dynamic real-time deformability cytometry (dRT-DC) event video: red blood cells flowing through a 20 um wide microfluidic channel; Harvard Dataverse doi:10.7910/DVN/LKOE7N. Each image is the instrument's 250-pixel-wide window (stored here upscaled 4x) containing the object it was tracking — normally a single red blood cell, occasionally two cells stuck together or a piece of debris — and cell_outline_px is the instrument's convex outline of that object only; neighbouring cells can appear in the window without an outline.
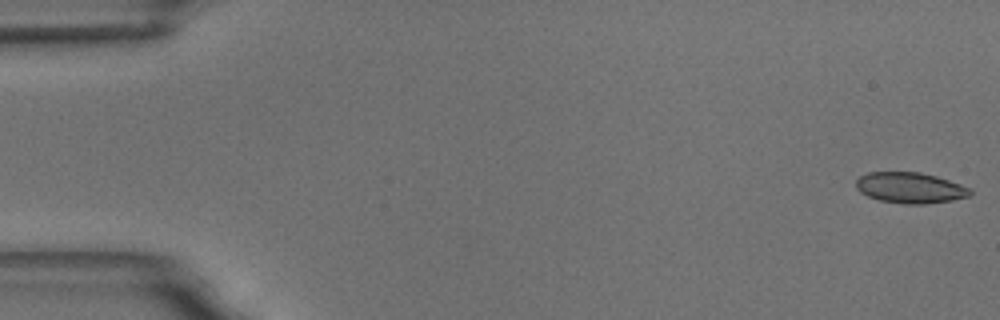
{"species": "common noctule bat (a hibernating species)", "species_latin": "Nyctalus noctula", "temperature_condition": "room temperature", "stored_images_in_passage": 57, "camera_frame_rate_fps": 3000, "um_per_image_px": 0.085, "animal": {"sex": "male", "body_mass_g": 18.8}, "frame": {"image": 1, "passage_image": 1, "time_ms": 0.0, "image_size_px": [1000, 320], "cell_outline_px": [[972, 196], [952, 200], [924, 204], [904, 204], [880, 200], [868, 196], [860, 192], [856, 188], [856, 180], [860, 176], [868, 172], [920, 172], [936, 176], [972, 188]], "centroid_in_image_um": [77.39, 15.96], "position_along_channel_um": 7.6, "area_um2": 20.58}}
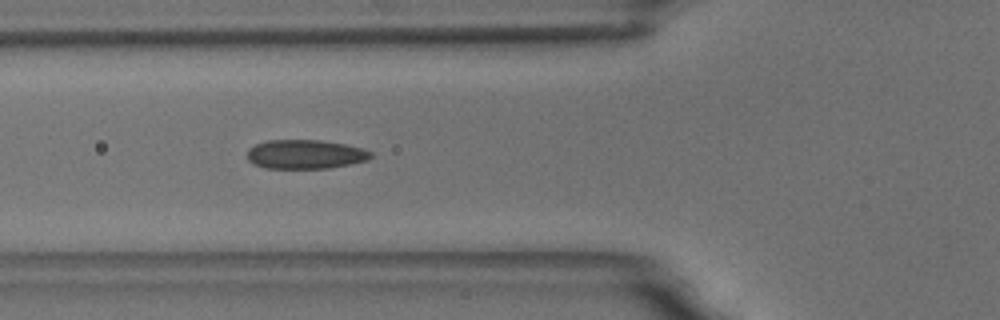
{"frame": {"image": 2, "passage_image": 21, "time_ms": 6.667, "image_size_px": [1000, 320], "cell_outline_px": [[372, 156], [368, 160], [328, 168], [264, 168], [252, 164], [248, 160], [248, 148], [256, 144], [268, 140], [320, 140], [344, 144], [364, 148], [372, 152]], "centroid_in_image_um": [25.94, 13.11], "position_along_channel_um": 99.9, "area_um2": 20.98}}
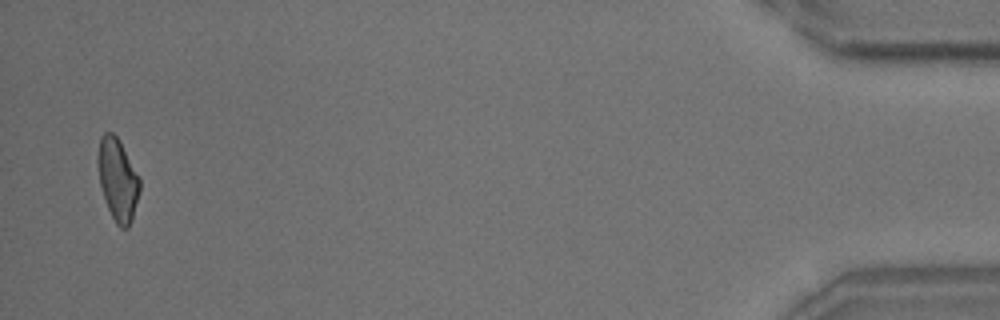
{"frame": {"image": 3, "passage_image": 56, "time_ms": 18.333, "image_size_px": [1000, 320], "cell_outline_px": [[140, 192], [128, 228], [120, 228], [116, 224], [108, 208], [100, 184], [96, 160], [96, 156], [100, 136], [104, 132], [112, 132], [120, 140], [140, 176]], "centroid_in_image_um": [10.0, 15.2], "position_along_channel_um": 425.2, "area_um2": 20.29}, "authors_computed_cell_mechanics": {"area_um2": 20.808, "velocity_mm_per_s": 3.5235, "shape_relaxation_time_tau1_ms": null, "shape_relaxation_time_tau2_ms": 3.7681, "deformation_change_tau1": null, "deformation_change_tau2": 0.0979}}